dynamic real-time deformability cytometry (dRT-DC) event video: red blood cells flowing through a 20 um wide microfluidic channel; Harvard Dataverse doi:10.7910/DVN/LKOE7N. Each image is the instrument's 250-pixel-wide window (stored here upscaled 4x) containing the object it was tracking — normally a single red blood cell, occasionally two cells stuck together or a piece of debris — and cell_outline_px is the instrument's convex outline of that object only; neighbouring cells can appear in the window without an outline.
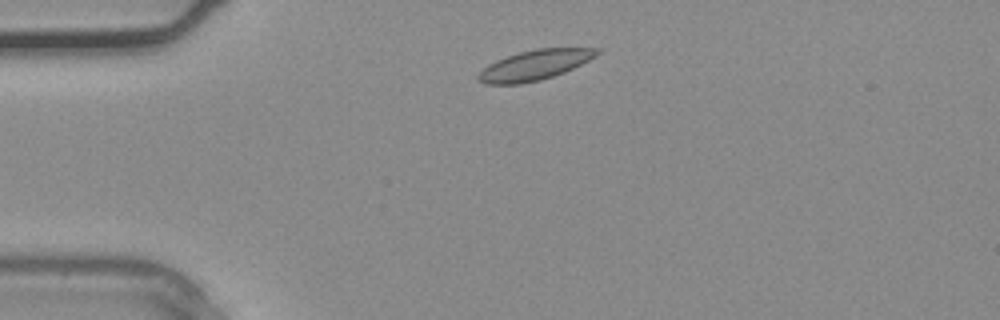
{"species": "common noctule bat (a hibernating species)", "species_latin": "Nyctalus noctula", "temperature_condition": "warm", "stored_images_in_passage": 2, "camera_frame_rate_fps": 3000, "um_per_image_px": 0.085, "animal": {"sex": "male", "body_mass_g": 20.4}, "frame": {"image": 1, "passage_image": 2, "time_ms": 0.333, "image_size_px": [1000, 320], "cell_outline_px": [[600, 52], [596, 56], [564, 72], [540, 80], [520, 84], [484, 84], [476, 80], [476, 76], [488, 64], [496, 60], [520, 52], [536, 48], [600, 48]], "centroid_in_image_um": [45.41, 5.53], "position_along_channel_um": 39.6, "area_um2": 20.63}}